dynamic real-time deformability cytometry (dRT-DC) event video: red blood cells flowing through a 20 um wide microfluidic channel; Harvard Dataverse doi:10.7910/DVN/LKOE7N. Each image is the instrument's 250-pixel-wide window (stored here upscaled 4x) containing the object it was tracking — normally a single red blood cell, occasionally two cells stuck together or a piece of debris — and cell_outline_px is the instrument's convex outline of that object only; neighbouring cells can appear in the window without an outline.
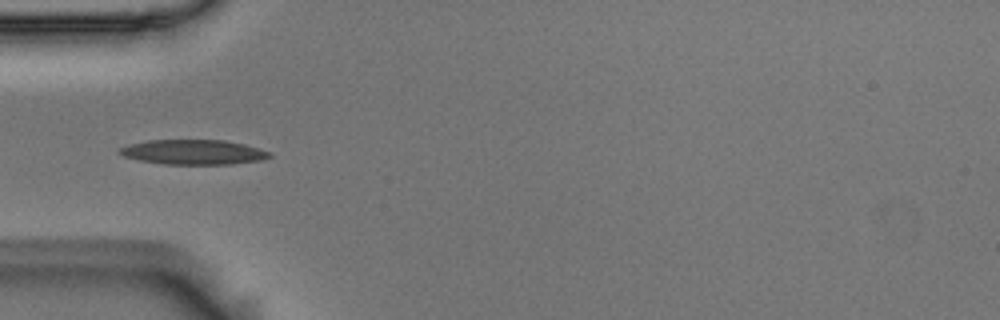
{"species": "Egyptian fruit bat (a non-hibernating species)", "species_latin": "Rousettus aegyptiacus", "temperature_condition": "room temperature", "stored_images_in_passage": 13, "camera_frame_rate_fps": 3000, "um_per_image_px": 0.085, "animal": {"sex": "male"}, "frame": {"image": 1, "passage_image": 3, "time_ms": 0.667, "image_size_px": [1000, 320], "cell_outline_px": [[272, 156], [264, 160], [228, 164], [164, 164], [140, 160], [124, 156], [116, 152], [120, 148], [128, 144], [148, 140], [224, 140], [244, 144], [272, 152]], "centroid_in_image_um": [16.45, 12.92], "position_along_channel_um": 68.5, "area_um2": 21.73}}
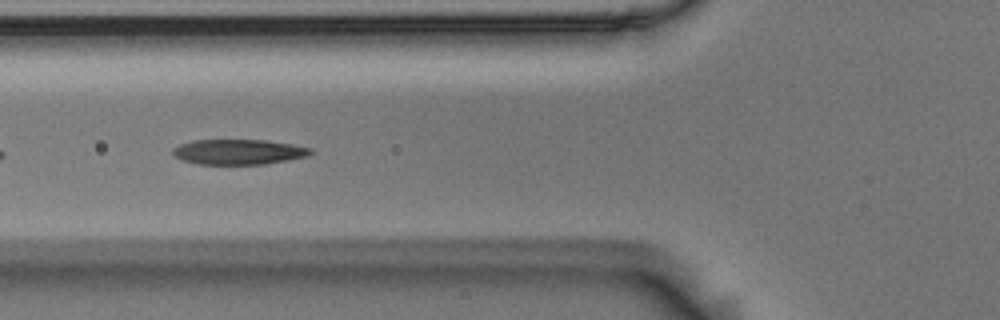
{"frame": {"image": 2, "passage_image": 6, "time_ms": 1.667, "image_size_px": [1000, 320], "cell_outline_px": [[312, 152], [308, 156], [288, 160], [264, 164], [196, 164], [172, 156], [172, 148], [180, 144], [192, 140], [264, 140], [292, 144], [312, 148]], "centroid_in_image_um": [20.25, 12.91], "position_along_channel_um": 105.5, "area_um2": 20.29}}